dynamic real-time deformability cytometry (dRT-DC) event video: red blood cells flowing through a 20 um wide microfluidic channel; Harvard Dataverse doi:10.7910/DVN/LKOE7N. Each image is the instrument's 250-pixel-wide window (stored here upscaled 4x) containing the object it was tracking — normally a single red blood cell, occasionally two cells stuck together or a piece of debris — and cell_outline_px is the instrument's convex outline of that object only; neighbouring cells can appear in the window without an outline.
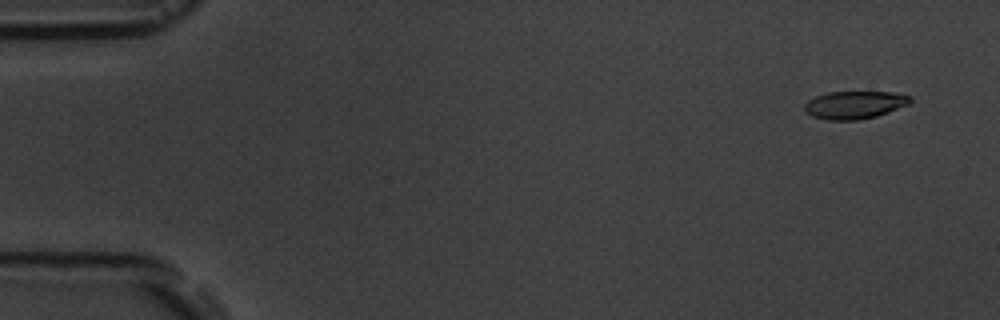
{"species": "common noctule bat (a hibernating species)", "species_latin": "Nyctalus noctula", "temperature_condition": "room temperature", "stored_images_in_passage": 3, "camera_frame_rate_fps": 3000, "um_per_image_px": 0.085, "animal": {"sex": "male", "body_mass_g": 19.5, "forearm_length_mm": 54.6}, "frame": {"image": 1, "passage_image": 1, "time_ms": 0.0, "image_size_px": [1000, 320], "cell_outline_px": [[912, 104], [876, 116], [856, 120], [828, 120], [812, 116], [804, 112], [804, 104], [808, 100], [816, 96], [828, 92], [892, 92], [912, 96]], "centroid_in_image_um": [72.66, 8.91], "position_along_channel_um": 12.3, "area_um2": 17.28}}